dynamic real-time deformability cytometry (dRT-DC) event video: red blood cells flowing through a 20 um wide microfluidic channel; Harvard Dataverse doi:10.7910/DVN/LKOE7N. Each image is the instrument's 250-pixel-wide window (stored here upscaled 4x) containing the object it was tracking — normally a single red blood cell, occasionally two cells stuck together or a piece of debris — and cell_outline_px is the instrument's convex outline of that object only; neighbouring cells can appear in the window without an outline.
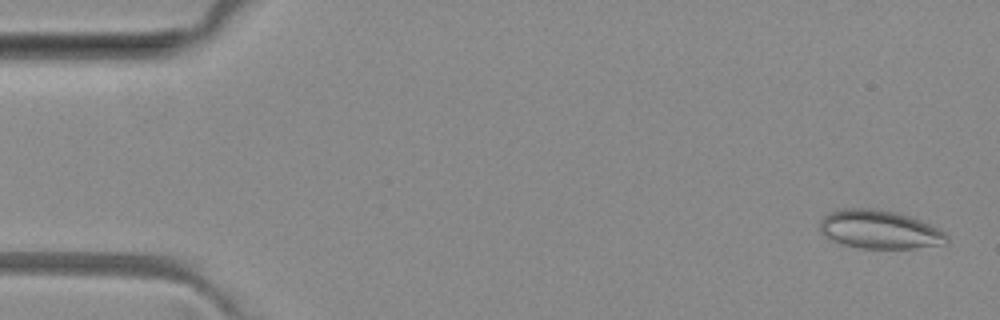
{"species": "common noctule bat (a hibernating species)", "species_latin": "Nyctalus noctula", "temperature_condition": "room temperature", "stored_images_in_passage": 5, "camera_frame_rate_fps": 3000, "um_per_image_px": 0.085, "animal": {"sex": "female", "body_mass_g": 29.2, "forearm_length_mm": 56.3}, "frame": {"image": 1, "passage_image": 1, "time_ms": 0.0, "image_size_px": [1000, 320], "cell_outline_px": [[948, 240], [944, 244], [916, 248], [860, 248], [840, 244], [824, 236], [820, 228], [820, 220], [828, 212], [840, 208], [872, 208], [896, 212], [912, 216], [940, 228], [948, 236]], "centroid_in_image_um": [74.76, 19.5], "position_along_channel_um": 10.2, "area_um2": 28.84}}